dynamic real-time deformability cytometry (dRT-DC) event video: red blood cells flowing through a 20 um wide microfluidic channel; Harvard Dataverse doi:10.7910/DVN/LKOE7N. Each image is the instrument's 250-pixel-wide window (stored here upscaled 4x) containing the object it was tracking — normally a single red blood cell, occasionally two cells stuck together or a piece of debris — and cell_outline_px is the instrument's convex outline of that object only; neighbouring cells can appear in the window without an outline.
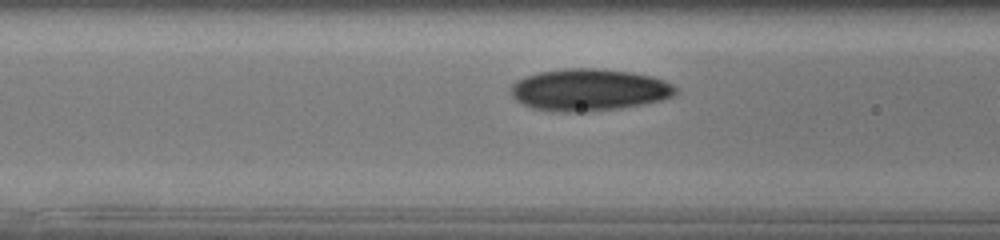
{"species": "human", "species_latin": "Homo sapiens", "temperature_condition": "cold", "stored_images_in_passage": 8, "camera_frame_rate_fps": 3000, "um_per_image_px": 0.085, "donor": {"sex": "male"}, "frame": {"image": 1, "passage_image": 6, "time_ms": 1.667, "image_size_px": [1000, 240], "cell_outline_px": [[680, 92], [672, 96], [660, 100], [620, 108], [576, 112], [552, 112], [532, 108], [516, 100], [508, 92], [508, 88], [516, 80], [524, 76], [540, 72], [564, 68], [600, 68], [632, 72], [652, 76], [664, 80], [680, 88]], "centroid_in_image_um": [50.04, 7.63], "position_along_channel_um": 116.6, "area_um2": 40.75}}